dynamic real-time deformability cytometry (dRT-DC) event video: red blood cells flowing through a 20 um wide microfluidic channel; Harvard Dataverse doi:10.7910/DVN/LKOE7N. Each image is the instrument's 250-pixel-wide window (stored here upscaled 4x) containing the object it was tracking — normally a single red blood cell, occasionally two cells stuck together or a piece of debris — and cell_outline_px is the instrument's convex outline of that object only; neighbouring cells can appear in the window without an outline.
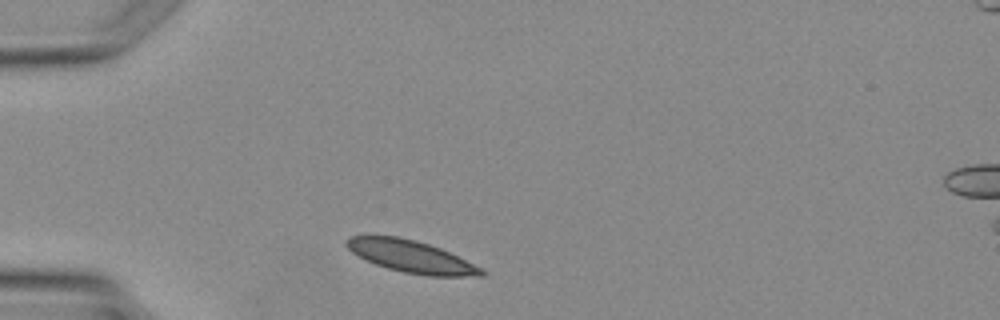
{"species": "Egyptian fruit bat (a non-hibernating species)", "species_latin": "Rousettus aegyptiacus", "temperature_condition": "warm", "stored_images_in_passage": 1, "camera_frame_rate_fps": 3000, "um_per_image_px": 0.085, "animal": {"sex": "female"}, "frame": {"image": 1, "passage_image": 1, "time_ms": 0.0, "image_size_px": [1000, 320], "cell_outline_px": [[488, 272], [484, 276], [428, 276], [404, 272], [388, 268], [376, 264], [356, 256], [344, 244], [344, 240], [348, 236], [396, 236], [416, 240], [440, 248], [484, 268]], "centroid_in_image_um": [34.96, 21.81], "position_along_channel_um": 50.0, "area_um2": 25.37}}